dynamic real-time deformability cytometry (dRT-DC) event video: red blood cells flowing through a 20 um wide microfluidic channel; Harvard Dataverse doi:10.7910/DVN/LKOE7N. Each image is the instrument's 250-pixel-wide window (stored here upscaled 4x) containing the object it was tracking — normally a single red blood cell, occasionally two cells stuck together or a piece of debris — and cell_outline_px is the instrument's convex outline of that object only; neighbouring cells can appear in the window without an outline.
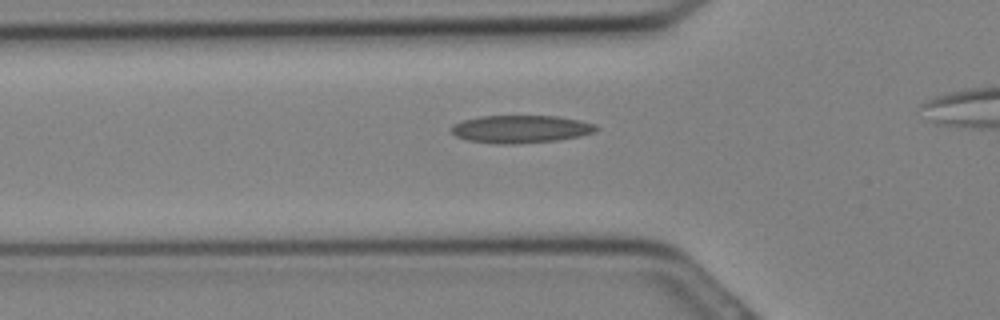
{"species": "Egyptian fruit bat (a non-hibernating species)", "species_latin": "Rousettus aegyptiacus", "temperature_condition": "cold", "stored_images_in_passage": 16, "camera_frame_rate_fps": 3000, "um_per_image_px": 0.085, "animal": {"sex": "female"}, "frame": {"image": 1, "passage_image": 4, "time_ms": 1.0, "image_size_px": [1000, 320], "cell_outline_px": [[600, 128], [596, 132], [580, 136], [556, 140], [516, 144], [496, 144], [468, 140], [456, 136], [448, 128], [452, 124], [464, 120], [480, 116], [556, 116], [580, 120], [596, 124]], "centroid_in_image_um": [44.27, 10.97], "position_along_channel_um": 81.5, "area_um2": 23.58}}
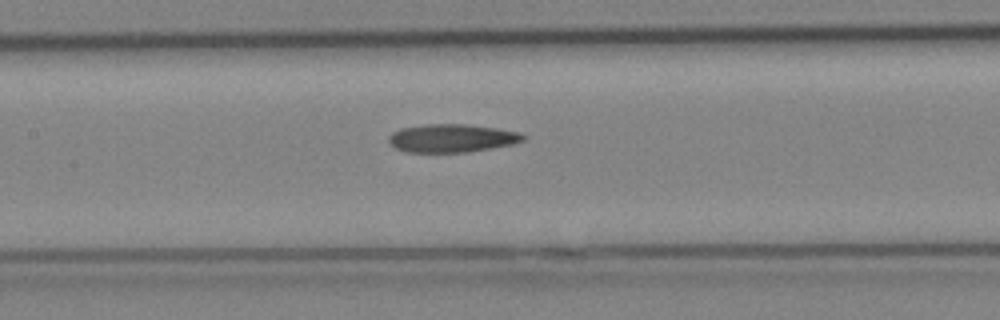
{"frame": {"image": 2, "passage_image": 8, "time_ms": 2.333, "image_size_px": [1000, 320], "cell_outline_px": [[524, 140], [512, 144], [468, 152], [404, 152], [396, 148], [388, 140], [388, 136], [392, 132], [400, 128], [428, 124], [464, 124], [496, 128], [520, 132], [524, 136]], "centroid_in_image_um": [38.38, 11.74], "position_along_channel_um": 169.0, "area_um2": 21.96}}
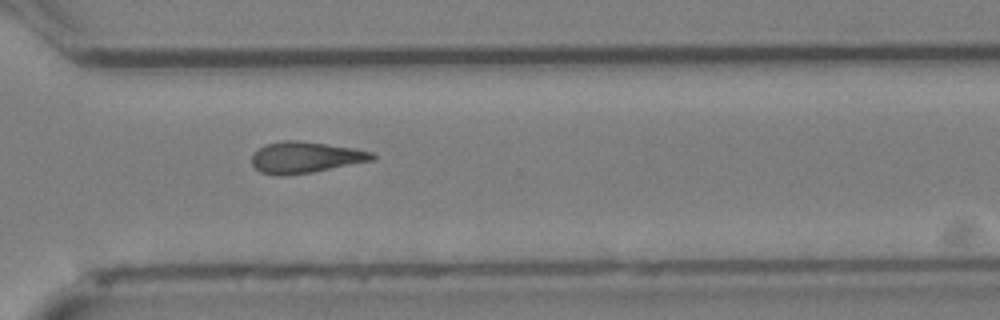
{"frame": {"image": 3, "passage_image": 16, "time_ms": 5.0, "image_size_px": [1000, 320], "cell_outline_px": [[376, 156], [372, 160], [312, 172], [284, 176], [276, 176], [260, 172], [252, 164], [252, 152], [264, 144], [284, 140], [300, 140], [356, 148], [376, 152]], "centroid_in_image_um": [25.94, 13.36], "position_along_channel_um": 344.7, "area_um2": 22.25}}